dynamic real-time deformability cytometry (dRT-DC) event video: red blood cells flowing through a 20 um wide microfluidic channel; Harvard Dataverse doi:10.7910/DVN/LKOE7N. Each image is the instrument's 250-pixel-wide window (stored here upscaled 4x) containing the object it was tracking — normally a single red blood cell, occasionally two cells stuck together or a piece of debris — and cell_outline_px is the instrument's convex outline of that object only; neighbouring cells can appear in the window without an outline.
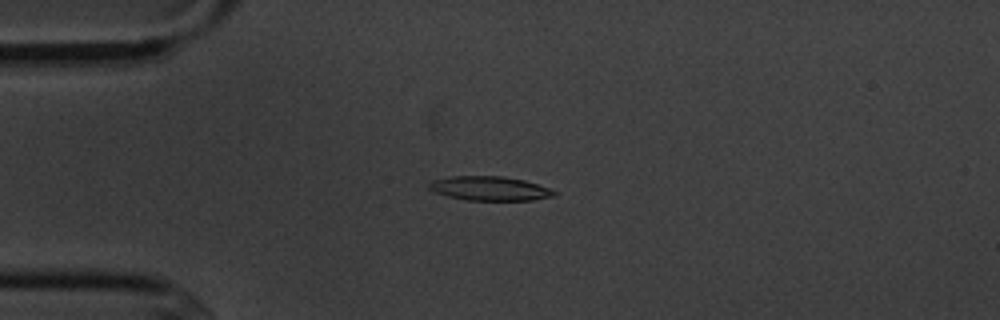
{"species": "common noctule bat (a hibernating species)", "species_latin": "Nyctalus noctula", "temperature_condition": "cold", "stored_images_in_passage": 10, "camera_frame_rate_fps": 3000, "um_per_image_px": 0.085, "animal": {"sex": "male", "body_mass_g": 20.1, "forearm_length_mm": 53.5}, "frame": {"image": 1, "passage_image": 4, "time_ms": 4.333, "image_size_px": [1000, 320], "cell_outline_px": [[556, 196], [532, 200], [468, 200], [448, 196], [436, 192], [428, 188], [428, 184], [432, 180], [452, 176], [500, 176], [524, 180], [548, 188], [556, 192]], "centroid_in_image_um": [41.62, 16.02], "position_along_channel_um": 43.4, "area_um2": 17.46}}
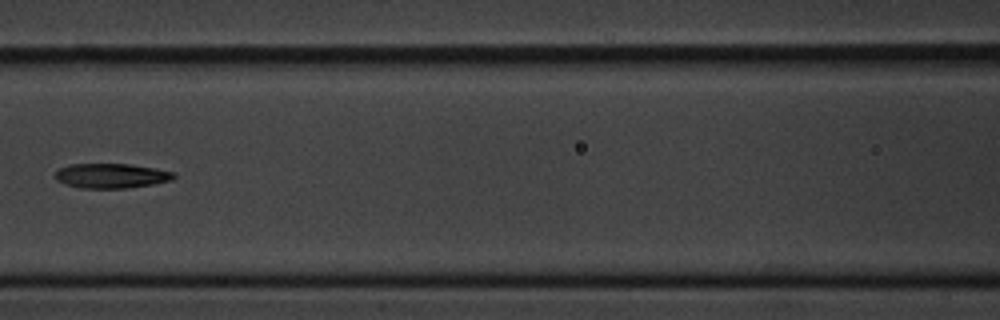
{"frame": {"image": 2, "passage_image": 7, "time_ms": 8.0, "image_size_px": [1000, 320], "cell_outline_px": [[176, 176], [172, 180], [152, 184], [128, 188], [80, 188], [64, 184], [56, 180], [56, 172], [60, 168], [72, 164], [128, 164], [176, 172]], "centroid_in_image_um": [9.47, 14.95], "position_along_channel_um": 157.1, "area_um2": 16.99}}
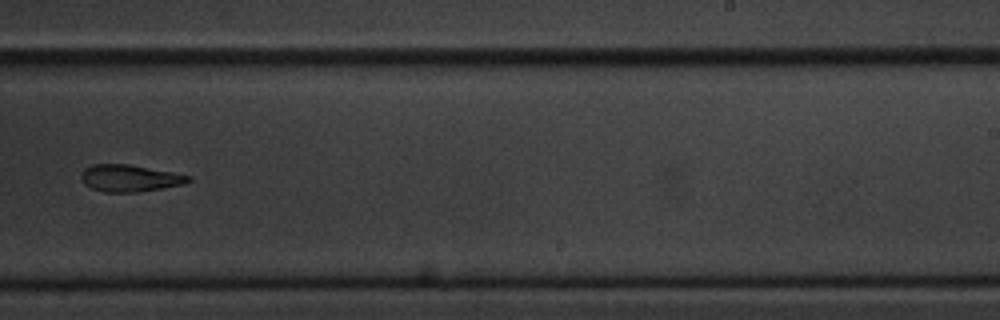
{"frame": {"image": 3, "passage_image": 10, "time_ms": 11.333, "image_size_px": [1000, 320], "cell_outline_px": [[192, 180], [184, 184], [136, 192], [104, 192], [92, 188], [84, 184], [80, 180], [80, 172], [84, 168], [92, 164], [128, 164], [172, 172], [188, 176]], "centroid_in_image_um": [10.95, 15.14], "position_along_channel_um": 278.1, "area_um2": 16.76}}